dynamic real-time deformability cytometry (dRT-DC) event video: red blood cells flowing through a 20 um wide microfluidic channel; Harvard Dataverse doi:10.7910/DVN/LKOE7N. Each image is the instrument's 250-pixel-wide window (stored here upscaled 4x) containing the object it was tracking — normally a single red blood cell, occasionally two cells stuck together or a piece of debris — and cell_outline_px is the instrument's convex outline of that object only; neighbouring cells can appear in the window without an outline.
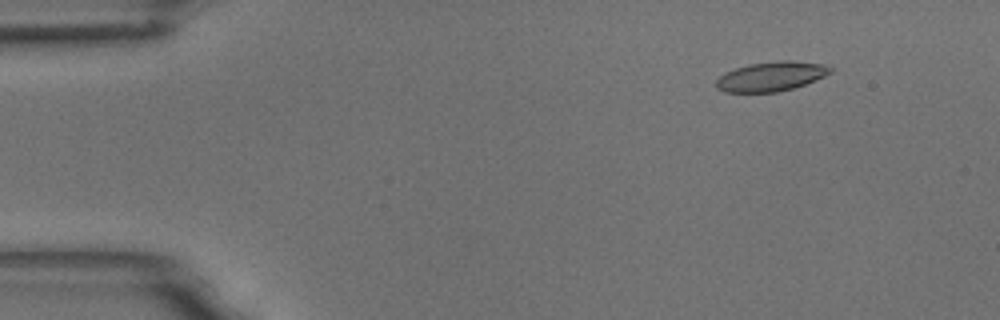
{"species": "common noctule bat (a hibernating species)", "species_latin": "Nyctalus noctula", "temperature_condition": "room temperature", "stored_images_in_passage": 56, "camera_frame_rate_fps": 3000, "um_per_image_px": 0.085, "animal": {"sex": "male", "body_mass_g": 18.8}, "frame": {"image": 1, "passage_image": 7, "time_ms": 2.0, "image_size_px": [1000, 320], "cell_outline_px": [[832, 72], [816, 80], [792, 88], [776, 92], [724, 92], [716, 88], [716, 80], [724, 72], [748, 64], [784, 60], [792, 60], [824, 64], [832, 68]], "centroid_in_image_um": [65.54, 6.49], "position_along_channel_um": 19.5, "area_um2": 19.59}}
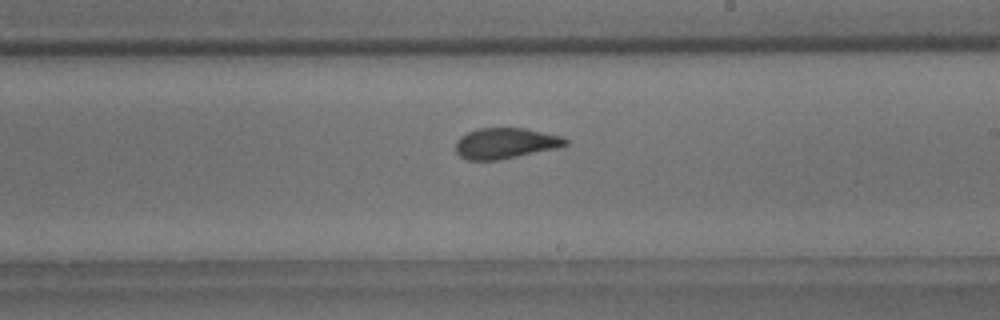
{"frame": {"image": 2, "passage_image": 33, "time_ms": 10.667, "image_size_px": [1000, 320], "cell_outline_px": [[568, 144], [560, 148], [500, 160], [468, 160], [460, 156], [456, 152], [456, 140], [460, 136], [476, 128], [524, 128], [560, 136], [568, 140]], "centroid_in_image_um": [42.96, 12.18], "position_along_channel_um": 246.0, "area_um2": 19.83}}
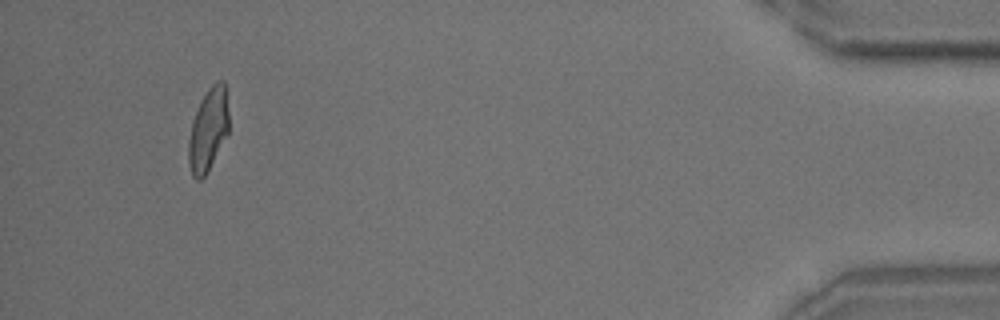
{"frame": {"image": 3, "passage_image": 53, "time_ms": 17.333, "image_size_px": [1000, 320], "cell_outline_px": [[228, 132], [204, 176], [200, 180], [196, 180], [192, 176], [188, 164], [188, 140], [192, 120], [200, 100], [208, 88], [216, 80], [224, 80], [228, 112]], "centroid_in_image_um": [17.67, 11.0], "position_along_channel_um": 417.5, "area_um2": 19.31}, "authors_computed_cell_mechanics": {"area_um2": 20.0277, "velocity_mm_per_s": 3.6293, "shape_relaxation_time_tau1_ms": 4.9628, "shape_relaxation_time_tau2_ms": 1.3926, "deformation_change_tau1": 0.1679, "deformation_change_tau2": 0.095}}